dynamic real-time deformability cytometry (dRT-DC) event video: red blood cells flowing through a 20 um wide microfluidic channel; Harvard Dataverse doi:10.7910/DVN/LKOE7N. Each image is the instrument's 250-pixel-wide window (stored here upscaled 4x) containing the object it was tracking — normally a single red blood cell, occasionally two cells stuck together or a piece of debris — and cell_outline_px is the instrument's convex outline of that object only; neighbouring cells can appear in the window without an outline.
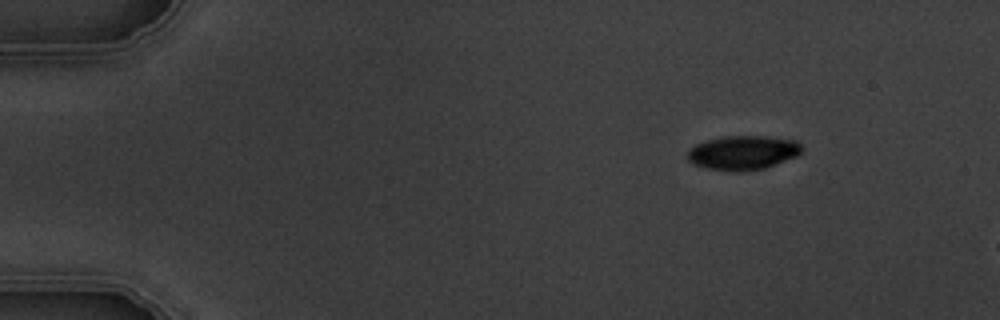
{"species": "common noctule bat (a hibernating species)", "species_latin": "Nyctalus noctula", "temperature_condition": "warm", "stored_images_in_passage": 4, "camera_frame_rate_fps": 3000, "um_per_image_px": 0.085, "animal": {"sex": "male", "body_mass_g": 19.5, "forearm_length_mm": 54.6}, "frame": {"image": 1, "passage_image": 1, "time_ms": 0.0, "image_size_px": [1000, 320], "cell_outline_px": [[804, 148], [796, 156], [776, 164], [764, 168], [744, 172], [736, 172], [708, 168], [692, 164], [688, 160], [688, 148], [696, 144], [708, 140], [724, 136], [764, 136], [796, 140]], "centroid_in_image_um": [63.15, 12.98], "position_along_channel_um": 21.9, "area_um2": 22.83}}